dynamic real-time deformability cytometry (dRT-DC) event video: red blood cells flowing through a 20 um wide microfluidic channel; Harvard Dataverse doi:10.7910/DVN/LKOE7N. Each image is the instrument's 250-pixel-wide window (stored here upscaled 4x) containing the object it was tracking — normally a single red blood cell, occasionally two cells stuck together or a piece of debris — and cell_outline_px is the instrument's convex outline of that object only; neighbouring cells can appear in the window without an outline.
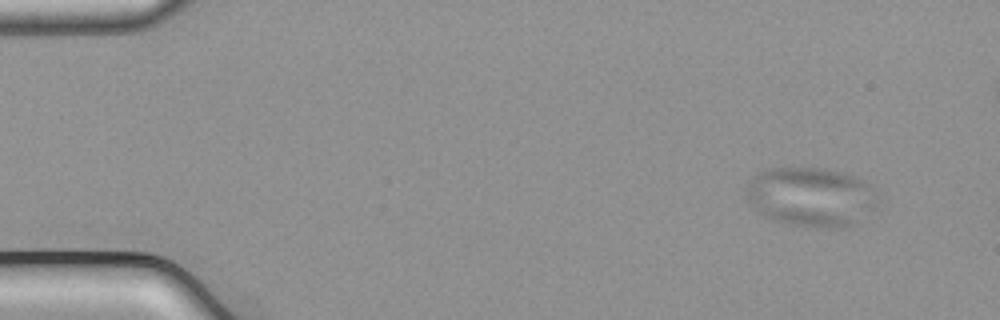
{"species": "common noctule bat (a hibernating species)", "species_latin": "Nyctalus noctula", "temperature_condition": "cold", "stored_images_in_passage": 11, "camera_frame_rate_fps": 3000, "um_per_image_px": 0.085, "animal": {"sex": "male", "body_mass_g": 21.5, "forearm_length_mm": 52.0}, "frame": {"image": 1, "passage_image": 4, "time_ms": 1.0, "image_size_px": [1000, 320], "cell_outline_px": [[876, 192], [872, 208], [852, 224], [844, 228], [828, 228], [796, 224], [772, 220], [752, 204], [748, 200], [748, 188], [752, 180], [760, 172], [772, 168], [820, 168], [852, 176], [868, 184]], "centroid_in_image_um": [68.93, 16.73], "position_along_channel_um": 16.1, "area_um2": 43.7}}